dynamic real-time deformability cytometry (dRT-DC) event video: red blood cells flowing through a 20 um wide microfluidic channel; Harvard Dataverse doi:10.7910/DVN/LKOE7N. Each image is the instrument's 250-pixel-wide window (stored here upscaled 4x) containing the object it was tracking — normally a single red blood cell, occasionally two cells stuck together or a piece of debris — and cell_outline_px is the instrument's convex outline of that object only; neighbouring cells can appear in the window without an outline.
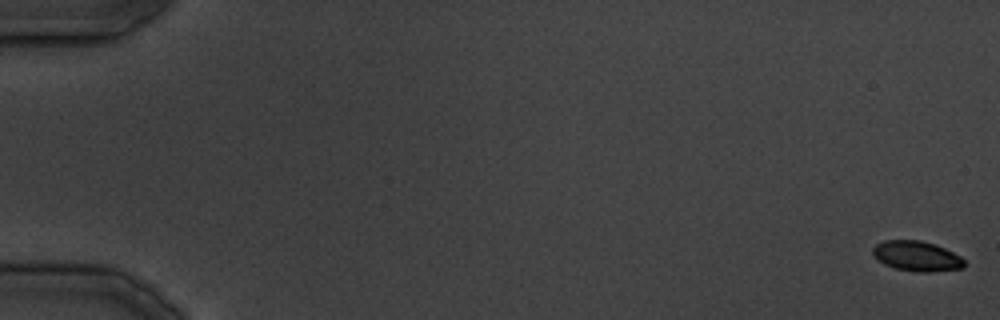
{"species": "common noctule bat (a hibernating species)", "species_latin": "Nyctalus noctula", "temperature_condition": "cold", "stored_images_in_passage": 37, "camera_frame_rate_fps": 3000, "um_per_image_px": 0.085, "animal": {"sex": "male", "body_mass_g": 19.5, "forearm_length_mm": 54.6}, "frame": {"image": 1, "passage_image": 1, "time_ms": 0.0, "image_size_px": [1000, 320], "cell_outline_px": [[964, 268], [928, 272], [920, 272], [896, 268], [884, 264], [872, 256], [872, 248], [876, 244], [884, 240], [920, 240], [936, 244], [960, 256], [964, 260]], "centroid_in_image_um": [77.9, 21.76], "position_along_channel_um": 7.1, "area_um2": 16.07}}
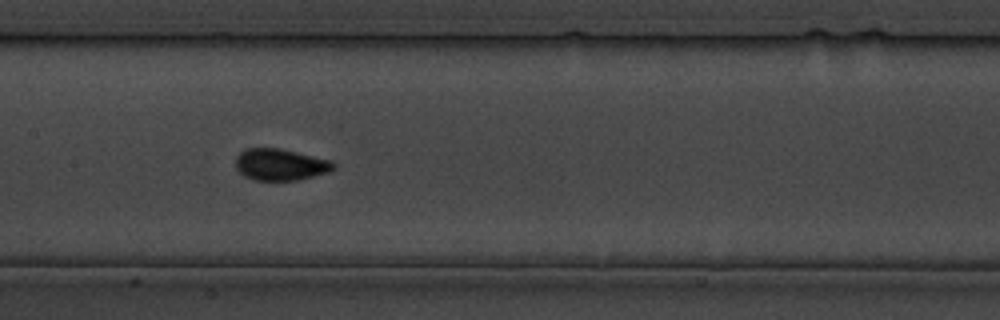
{"frame": {"image": 2, "passage_image": 19, "time_ms": 22.667, "image_size_px": [1000, 320], "cell_outline_px": [[336, 168], [328, 172], [296, 180], [256, 180], [244, 176], [236, 168], [236, 156], [244, 148], [280, 148], [332, 160], [336, 164]], "centroid_in_image_um": [23.84, 13.97], "position_along_channel_um": 183.6, "area_um2": 18.09}}
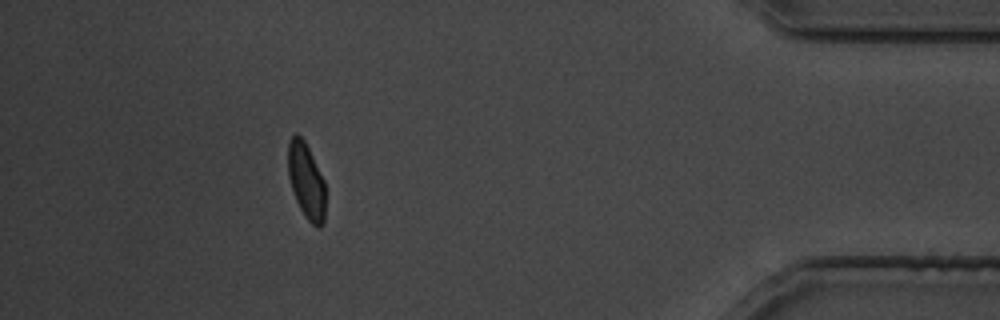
{"frame": {"image": 3, "passage_image": 33, "time_ms": 40.667, "image_size_px": [1000, 320], "cell_outline_px": [[324, 224], [320, 228], [316, 228], [308, 220], [300, 208], [296, 200], [288, 176], [288, 140], [296, 132], [304, 140], [324, 180]], "centroid_in_image_um": [26.02, 15.38], "position_along_channel_um": 409.2, "area_um2": 16.36}}